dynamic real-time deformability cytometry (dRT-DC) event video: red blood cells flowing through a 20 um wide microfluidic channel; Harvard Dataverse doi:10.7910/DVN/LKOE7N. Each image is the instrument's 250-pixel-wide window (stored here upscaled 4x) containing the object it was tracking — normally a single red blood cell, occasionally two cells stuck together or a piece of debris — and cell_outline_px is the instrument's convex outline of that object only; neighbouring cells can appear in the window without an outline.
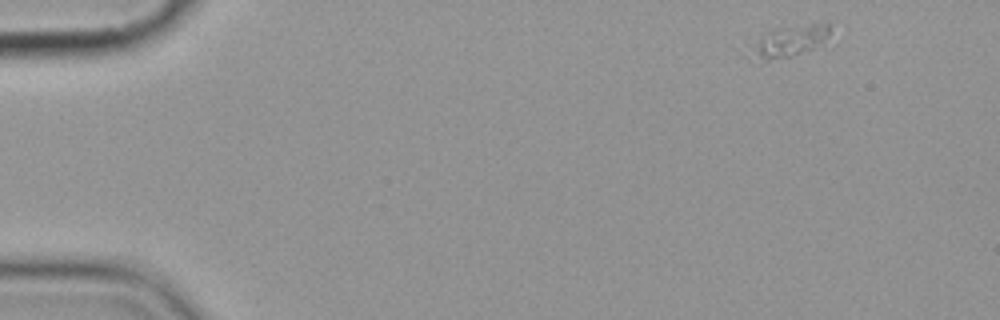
{"species": "common noctule bat (a hibernating species)", "species_latin": "Nyctalus noctula", "temperature_condition": "cold", "stored_images_in_passage": 5, "camera_frame_rate_fps": 3000, "um_per_image_px": 0.085, "animal": {"sex": "female", "body_mass_g": 19.9}, "frame": {"image": 1, "passage_image": 1, "time_ms": 0.0, "image_size_px": [1000, 320], "cell_outline_px": [[836, 44], [824, 48], [792, 56], [768, 60], [748, 60], [740, 52], [760, 36], [768, 32], [784, 28], [828, 20]], "centroid_in_image_um": [67.2, 3.55], "position_along_channel_um": 17.8, "area_um2": 16.7}}
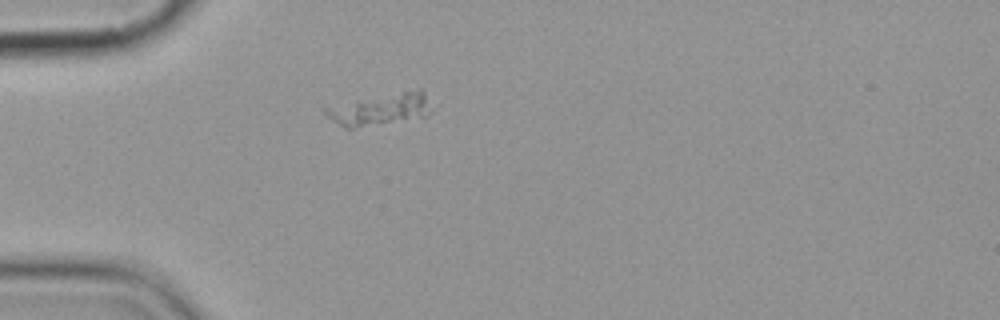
{"frame": {"image": 2, "passage_image": 4, "time_ms": 3.667, "image_size_px": [1000, 320], "cell_outline_px": [[436, 108], [432, 112], [424, 116], [352, 128], [344, 128], [332, 120], [320, 108], [420, 88], [424, 92]], "centroid_in_image_um": [32.4, 9.28], "position_along_channel_um": 52.6, "area_um2": 19.19}}